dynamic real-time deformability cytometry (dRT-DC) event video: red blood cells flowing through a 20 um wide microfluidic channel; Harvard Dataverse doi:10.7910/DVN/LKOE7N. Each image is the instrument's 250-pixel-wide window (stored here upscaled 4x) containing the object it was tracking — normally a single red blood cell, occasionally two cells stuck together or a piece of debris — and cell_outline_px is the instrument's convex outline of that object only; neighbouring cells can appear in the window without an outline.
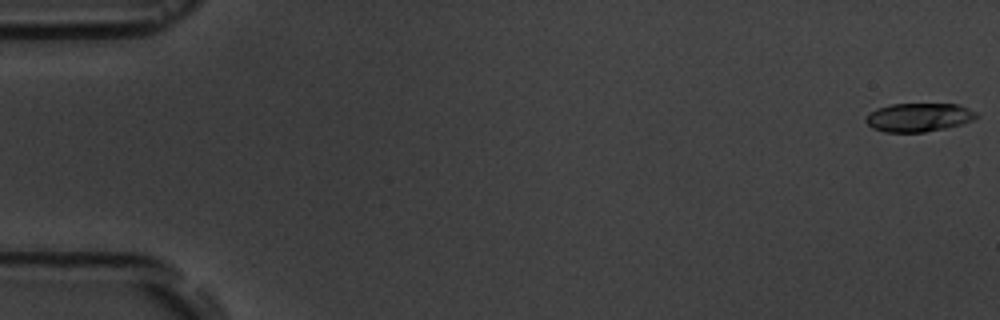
{"species": "common noctule bat (a hibernating species)", "species_latin": "Nyctalus noctula", "temperature_condition": "room temperature", "stored_images_in_passage": 5, "segment_of_instrument_passage": [1, 2], "camera_frame_rate_fps": 3000, "um_per_image_px": 0.085, "animal": {"sex": "male", "body_mass_g": 19.5, "forearm_length_mm": 54.6}, "frame": {"image": 1, "passage_image": 1, "time_ms": 0.0, "image_size_px": [1000, 320], "cell_outline_px": [[980, 116], [972, 120], [960, 124], [944, 128], [924, 132], [884, 132], [872, 128], [864, 120], [864, 116], [868, 112], [876, 108], [892, 104], [956, 104], [968, 108], [976, 112]], "centroid_in_image_um": [78.04, 9.97], "position_along_channel_um": 7.0, "area_um2": 18.5}}